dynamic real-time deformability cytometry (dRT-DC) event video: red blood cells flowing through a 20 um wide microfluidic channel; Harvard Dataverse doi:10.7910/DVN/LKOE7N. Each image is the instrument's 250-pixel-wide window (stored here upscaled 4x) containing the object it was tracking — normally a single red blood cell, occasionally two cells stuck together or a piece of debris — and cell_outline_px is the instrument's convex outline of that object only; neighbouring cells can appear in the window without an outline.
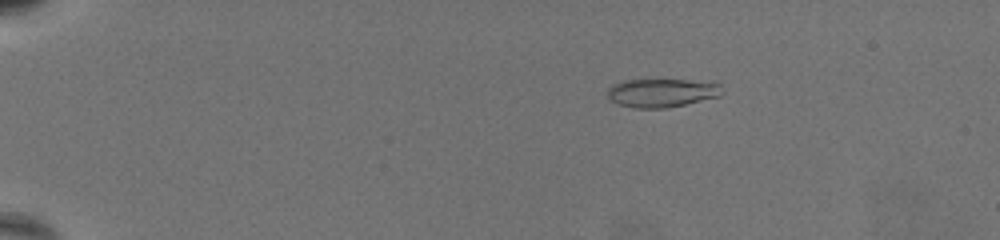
{"species": "common noctule bat (a hibernating species)", "species_latin": "Nyctalus noctula", "temperature_condition": "warm", "stored_images_in_passage": 70, "camera_frame_rate_fps": 3000, "um_per_image_px": 0.085, "animal": {"sex": "female", "body_mass_g": 19.5, "forearm_length_mm": 54.1}, "frame": {"image": 1, "passage_image": 15, "time_ms": 4.667, "image_size_px": [1000, 240], "cell_outline_px": [[724, 92], [720, 96], [684, 104], [664, 108], [632, 108], [620, 104], [612, 100], [608, 96], [608, 88], [612, 84], [624, 80], [712, 80], [720, 84]], "centroid_in_image_um": [56.31, 7.87], "position_along_channel_um": 28.7, "area_um2": 19.19}}
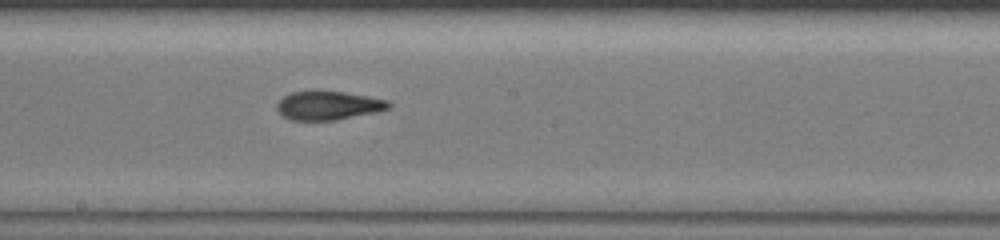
{"frame": {"image": 2, "passage_image": 43, "time_ms": 14.0, "image_size_px": [1000, 240], "cell_outline_px": [[392, 104], [388, 108], [376, 112], [336, 120], [292, 120], [284, 116], [276, 108], [276, 104], [284, 96], [292, 92], [344, 92], [368, 96], [388, 100]], "centroid_in_image_um": [27.92, 8.98], "position_along_channel_um": 220.3, "area_um2": 18.38}}
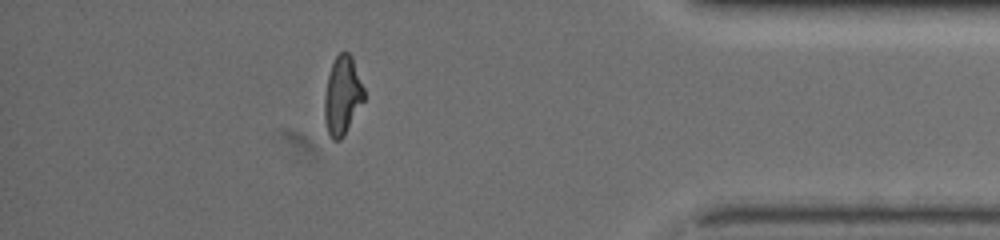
{"frame": {"image": 3, "passage_image": 63, "time_ms": 20.667, "image_size_px": [1000, 240], "cell_outline_px": [[364, 100], [344, 136], [340, 140], [332, 140], [328, 136], [324, 116], [324, 96], [328, 76], [332, 64], [336, 56], [340, 52], [348, 52], [352, 56], [364, 88]], "centroid_in_image_um": [29.09, 8.15], "position_along_channel_um": 406.1, "area_um2": 18.15}, "authors_computed_cell_mechanics": {"area_um2": 18.9295, "velocity_mm_per_s": 3.2176, "shape_relaxation_time_tau1_ms": 9.4903, "shape_relaxation_time_tau2_ms": 2.1536, "deformation_change_tau1": 0.264, "deformation_change_tau2": 0.0971}}